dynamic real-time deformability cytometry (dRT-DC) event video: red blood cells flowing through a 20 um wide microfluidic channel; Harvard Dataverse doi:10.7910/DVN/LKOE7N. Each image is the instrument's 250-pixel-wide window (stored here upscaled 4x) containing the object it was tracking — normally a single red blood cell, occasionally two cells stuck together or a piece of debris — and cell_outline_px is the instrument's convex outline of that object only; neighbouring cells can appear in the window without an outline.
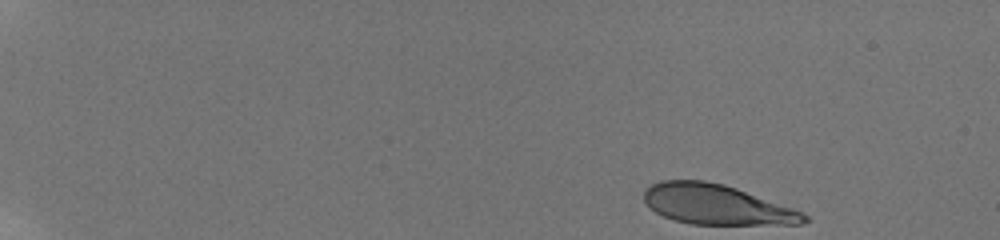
{"species": "human", "species_latin": "Homo sapiens", "temperature_condition": "room temperature", "stored_images_in_passage": 48, "camera_frame_rate_fps": 3000, "um_per_image_px": 0.085, "donor": {"sex": "male"}, "frame": {"image": 1, "passage_image": 1, "time_ms": 0.0, "image_size_px": [1000, 240], "cell_outline_px": [[808, 220], [800, 224], [692, 224], [676, 220], [664, 216], [656, 212], [644, 200], [644, 192], [652, 184], [660, 180], [704, 180], [724, 184], [736, 188], [792, 208], [808, 216]], "centroid_in_image_um": [60.89, 17.38], "position_along_channel_um": 24.1, "area_um2": 36.76}}
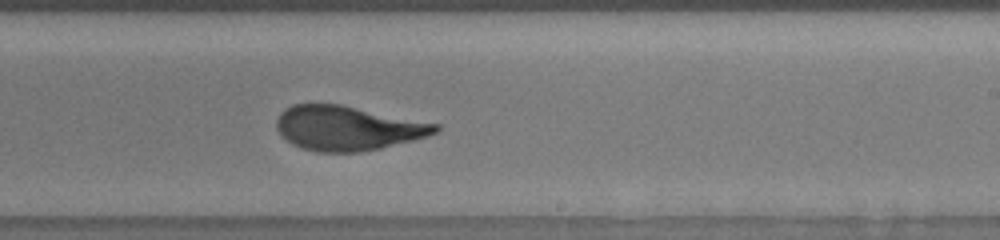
{"frame": {"image": 2, "passage_image": 32, "time_ms": 10.333, "image_size_px": [1000, 240], "cell_outline_px": [[440, 128], [436, 132], [428, 136], [380, 148], [360, 152], [316, 152], [292, 144], [280, 136], [276, 128], [276, 120], [280, 112], [284, 108], [292, 104], [340, 104], [440, 124]], "centroid_in_image_um": [29.51, 10.88], "position_along_channel_um": 259.5, "area_um2": 41.27}}
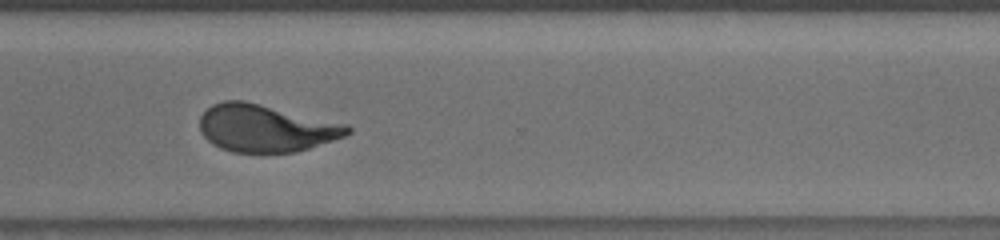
{"frame": {"image": 3, "passage_image": 39, "time_ms": 12.667, "image_size_px": [1000, 240], "cell_outline_px": [[352, 132], [344, 136], [296, 152], [232, 152], [220, 148], [212, 144], [200, 132], [200, 116], [212, 104], [224, 100], [244, 100], [348, 124], [352, 128]], "centroid_in_image_um": [22.58, 10.89], "position_along_channel_um": 348.0, "area_um2": 40.75}, "authors_computed_cell_mechanics": {"area_um2": 40.8357, "velocity_mm_per_s": 3.7912, "shape_relaxation_time_tau1_ms": 4.1541, "shape_relaxation_time_tau2_ms": 0.7361, "deformation_change_tau1": 0.1998, "deformation_change_tau2": 0.0621}}